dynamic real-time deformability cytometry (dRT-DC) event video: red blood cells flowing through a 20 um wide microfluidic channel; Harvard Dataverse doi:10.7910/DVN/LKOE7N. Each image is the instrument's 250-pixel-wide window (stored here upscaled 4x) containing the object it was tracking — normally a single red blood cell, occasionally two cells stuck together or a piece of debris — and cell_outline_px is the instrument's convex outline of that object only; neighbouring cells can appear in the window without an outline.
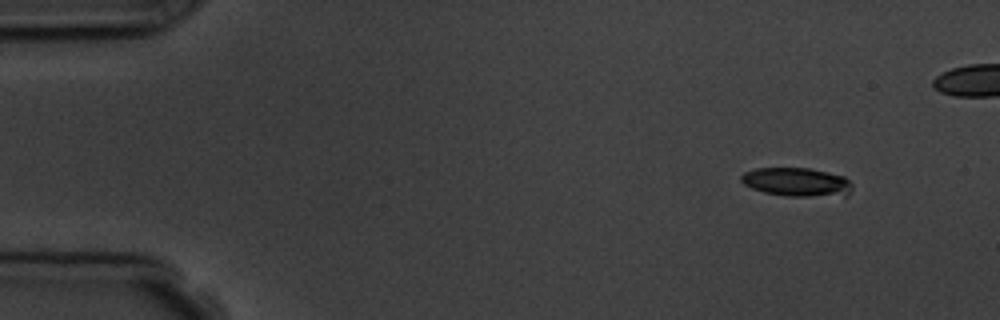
{"species": "common noctule bat (a hibernating species)", "species_latin": "Nyctalus noctula", "temperature_condition": "room temperature", "stored_images_in_passage": 6, "camera_frame_rate_fps": 3000, "um_per_image_px": 0.085, "animal": {"sex": "male", "body_mass_g": 19.5, "forearm_length_mm": 54.6}, "frame": {"image": 1, "passage_image": 1, "time_ms": 0.0, "image_size_px": [1000, 320], "cell_outline_px": [[852, 188], [848, 196], [784, 196], [764, 192], [752, 188], [744, 184], [740, 180], [740, 176], [744, 172], [756, 168], [808, 168], [828, 172], [844, 176], [852, 184]], "centroid_in_image_um": [67.74, 15.48], "position_along_channel_um": 17.3, "area_um2": 18.73}}